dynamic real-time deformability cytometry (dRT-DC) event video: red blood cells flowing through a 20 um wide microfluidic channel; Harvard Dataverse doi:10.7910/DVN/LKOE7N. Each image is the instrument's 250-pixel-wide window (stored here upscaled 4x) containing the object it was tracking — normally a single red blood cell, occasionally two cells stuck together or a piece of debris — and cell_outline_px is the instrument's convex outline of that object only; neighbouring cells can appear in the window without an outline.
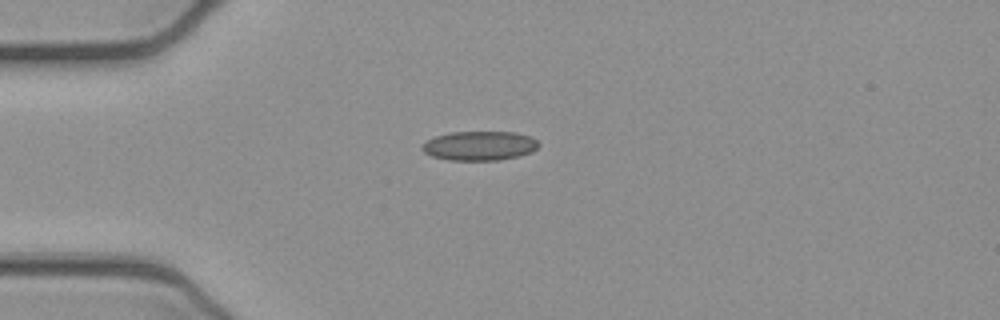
{"species": "common noctule bat (a hibernating species)", "species_latin": "Nyctalus noctula", "temperature_condition": "cold", "stored_images_in_passage": 40, "camera_frame_rate_fps": 3000, "um_per_image_px": 0.085, "animal": {"sex": "female", "body_mass_g": 21.9}, "frame": {"image": 1, "passage_image": 1, "time_ms": 0.0, "image_size_px": [1000, 320], "cell_outline_px": [[540, 144], [532, 152], [520, 156], [500, 160], [448, 160], [432, 156], [424, 152], [420, 148], [420, 144], [436, 136], [452, 132], [516, 132], [532, 136]], "centroid_in_image_um": [40.77, 12.39], "position_along_channel_um": 44.2, "area_um2": 20.06}}
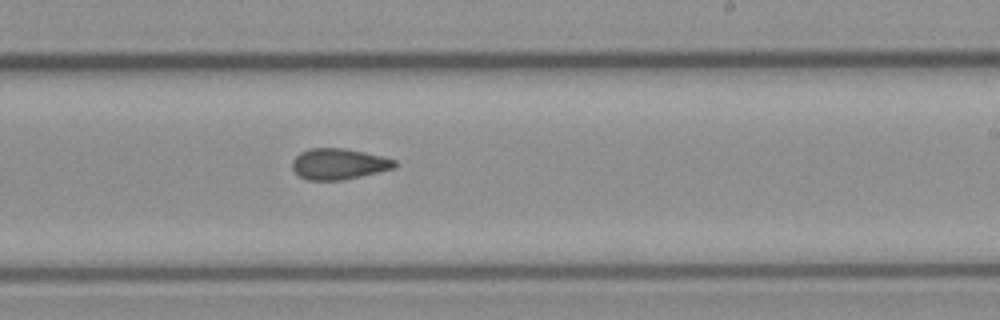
{"frame": {"image": 2, "passage_image": 19, "time_ms": 6.0, "image_size_px": [1000, 320], "cell_outline_px": [[396, 168], [360, 176], [340, 180], [308, 180], [300, 176], [292, 168], [292, 160], [300, 152], [308, 148], [344, 148], [364, 152], [396, 160]], "centroid_in_image_um": [28.78, 13.93], "position_along_channel_um": 260.2, "area_um2": 18.38}}
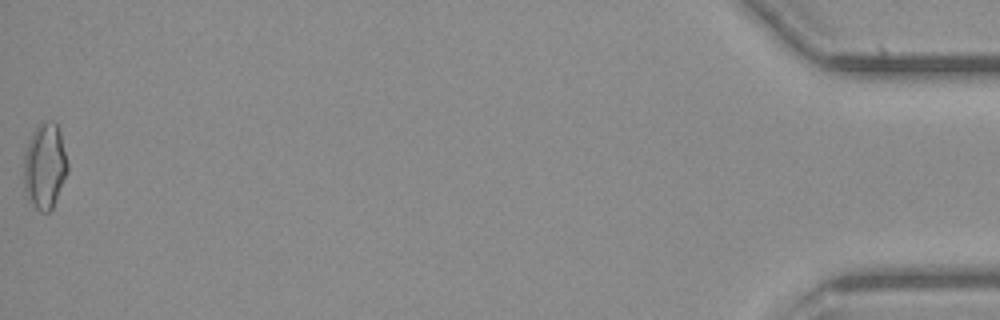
{"frame": {"image": 3, "passage_image": 40, "time_ms": 13.0, "image_size_px": [1000, 320], "cell_outline_px": [[68, 172], [52, 208], [48, 212], [40, 212], [24, 196], [24, 152], [28, 140], [32, 132], [40, 120], [52, 120], [56, 124], [60, 132], [68, 164]], "centroid_in_image_um": [3.78, 14.09], "position_along_channel_um": 431.4, "area_um2": 22.25}, "authors_computed_cell_mechanics": {"area_um2": 18.8139, "velocity_mm_per_s": 3.9206, "shape_relaxation_time_tau1_ms": null, "shape_relaxation_time_tau2_ms": 2.4823, "deformation_change_tau1": null, "deformation_change_tau2": 0.0721}}